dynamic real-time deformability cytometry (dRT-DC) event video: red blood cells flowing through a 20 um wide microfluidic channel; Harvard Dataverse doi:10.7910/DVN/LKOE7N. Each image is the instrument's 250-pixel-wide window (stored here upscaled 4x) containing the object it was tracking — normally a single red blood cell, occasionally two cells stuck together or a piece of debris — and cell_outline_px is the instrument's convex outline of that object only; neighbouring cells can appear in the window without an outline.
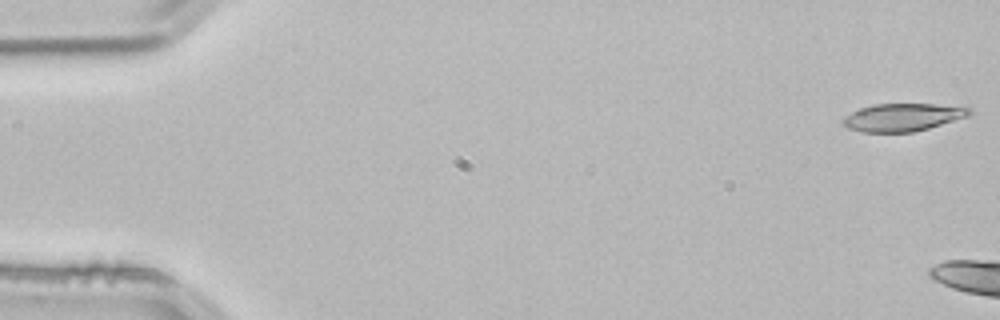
{"species": "common noctule bat (a hibernating species)", "species_latin": "Nyctalus noctula", "temperature_condition": "room temperature", "stored_images_in_passage": 6, "camera_frame_rate_fps": 3000, "um_per_image_px": 0.085, "animal": {"sex": "male", "body_mass_g": 21.5, "forearm_length_mm": 52.0}, "frame": {"image": 1, "passage_image": 1, "time_ms": 0.0, "image_size_px": [1000, 320], "cell_outline_px": [[972, 112], [968, 116], [928, 128], [912, 132], [860, 132], [848, 128], [840, 120], [844, 116], [860, 108], [872, 104], [936, 104], [972, 108]], "centroid_in_image_um": [76.7, 9.96], "position_along_channel_um": 8.3, "area_um2": 20.4}}